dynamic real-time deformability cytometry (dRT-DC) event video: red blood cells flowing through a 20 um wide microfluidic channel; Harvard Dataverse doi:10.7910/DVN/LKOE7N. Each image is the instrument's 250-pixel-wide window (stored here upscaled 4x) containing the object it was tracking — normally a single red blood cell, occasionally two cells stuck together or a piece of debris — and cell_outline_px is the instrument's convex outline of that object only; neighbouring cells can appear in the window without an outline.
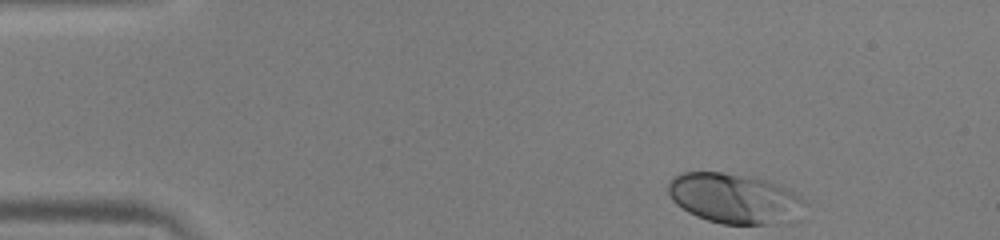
{"species": "human", "species_latin": "Homo sapiens", "temperature_condition": "warm", "stored_images_in_passage": 46, "camera_frame_rate_fps": 3000, "um_per_image_px": 0.085, "donor": {"sex": "male"}, "frame": {"image": 1, "passage_image": 1, "time_ms": 0.0, "image_size_px": [1000, 240], "cell_outline_px": [[808, 204], [800, 220], [796, 224], [724, 224], [708, 220], [696, 216], [688, 212], [676, 204], [672, 200], [668, 192], [668, 180], [672, 176], [680, 172], [720, 172], [756, 176], [768, 180], [788, 188], [800, 196]], "centroid_in_image_um": [62.53, 16.88], "position_along_channel_um": 22.5, "area_um2": 41.27}}
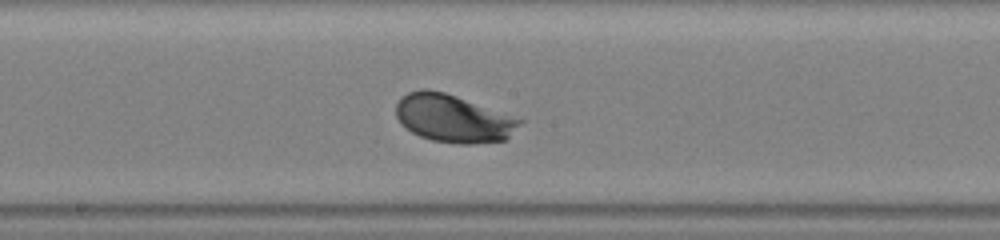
{"frame": {"image": 2, "passage_image": 22, "time_ms": 7.0, "image_size_px": [1000, 240], "cell_outline_px": [[524, 120], [504, 140], [472, 144], [460, 144], [432, 140], [420, 136], [412, 132], [400, 124], [396, 116], [396, 104], [408, 92], [420, 88], [428, 88], [444, 92], [456, 96]], "centroid_in_image_um": [38.47, 10.06], "position_along_channel_um": 209.7, "area_um2": 34.1}}
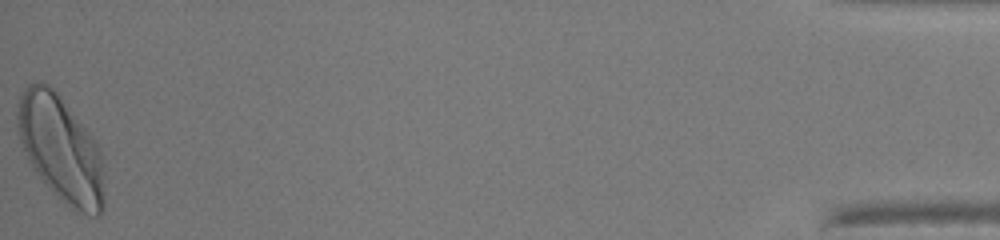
{"frame": {"image": 3, "passage_image": 46, "time_ms": 15.0, "image_size_px": [1000, 240], "cell_outline_px": [[104, 208], [100, 216], [96, 216], [76, 212], [56, 196], [36, 172], [28, 160], [20, 140], [16, 124], [16, 104], [24, 88], [28, 84], [36, 80], [48, 84], [60, 96], [92, 136], [100, 148], [104, 172]], "centroid_in_image_um": [5.17, 12.65], "position_along_channel_um": 430.0, "area_um2": 54.1}, "authors_computed_cell_mechanics": {"area_um2": 34.7667, "velocity_mm_per_s": 3.9665, "shape_relaxation_time_tau1_ms": 1.3382, "shape_relaxation_time_tau2_ms": null, "deformation_change_tau1": 0.1317, "deformation_change_tau2": null}}